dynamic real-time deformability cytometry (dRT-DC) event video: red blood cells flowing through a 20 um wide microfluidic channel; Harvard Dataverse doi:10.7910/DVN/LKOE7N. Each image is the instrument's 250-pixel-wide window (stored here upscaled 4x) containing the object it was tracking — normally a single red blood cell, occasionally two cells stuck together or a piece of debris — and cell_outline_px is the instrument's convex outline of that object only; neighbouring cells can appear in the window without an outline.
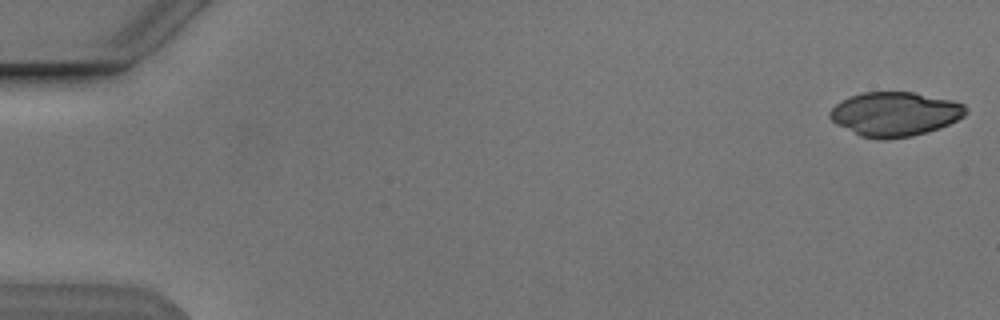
{"species": "Egyptian fruit bat (a non-hibernating species)", "species_latin": "Rousettus aegyptiacus", "temperature_condition": "cold", "stored_images_in_passage": 53, "camera_frame_rate_fps": 3000, "um_per_image_px": 0.085, "animal": {"sex": "male"}, "frame": {"image": 1, "passage_image": 1, "time_ms": 0.0, "image_size_px": [1000, 320], "cell_outline_px": [[968, 112], [964, 116], [940, 128], [928, 132], [912, 136], [884, 140], [880, 140], [860, 136], [836, 124], [828, 116], [828, 112], [836, 104], [852, 96], [864, 92], [912, 92], [948, 100], [964, 104], [968, 108]], "centroid_in_image_um": [76.06, 9.71], "position_along_channel_um": 8.9, "area_um2": 34.91}}